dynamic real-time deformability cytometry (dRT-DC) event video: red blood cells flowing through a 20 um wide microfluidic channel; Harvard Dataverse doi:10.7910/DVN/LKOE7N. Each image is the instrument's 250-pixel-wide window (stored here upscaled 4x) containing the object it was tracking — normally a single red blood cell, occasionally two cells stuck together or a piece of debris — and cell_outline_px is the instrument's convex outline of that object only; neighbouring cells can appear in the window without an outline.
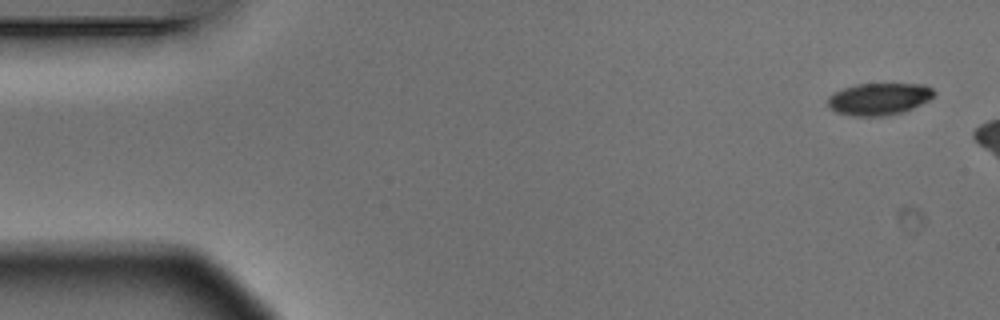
{"species": "Egyptian fruit bat (a non-hibernating species)", "species_latin": "Rousettus aegyptiacus", "temperature_condition": "warm", "stored_images_in_passage": 3, "camera_frame_rate_fps": 3000, "um_per_image_px": 0.085, "animal": {"sex": "male"}, "frame": {"image": 1, "passage_image": 1, "time_ms": 0.0, "image_size_px": [1000, 320], "cell_outline_px": [[936, 92], [928, 100], [904, 112], [884, 116], [852, 116], [836, 112], [828, 104], [828, 96], [844, 88], [856, 84], [924, 84], [932, 88]], "centroid_in_image_um": [74.72, 8.41], "position_along_channel_um": 10.3, "area_um2": 19.71}}